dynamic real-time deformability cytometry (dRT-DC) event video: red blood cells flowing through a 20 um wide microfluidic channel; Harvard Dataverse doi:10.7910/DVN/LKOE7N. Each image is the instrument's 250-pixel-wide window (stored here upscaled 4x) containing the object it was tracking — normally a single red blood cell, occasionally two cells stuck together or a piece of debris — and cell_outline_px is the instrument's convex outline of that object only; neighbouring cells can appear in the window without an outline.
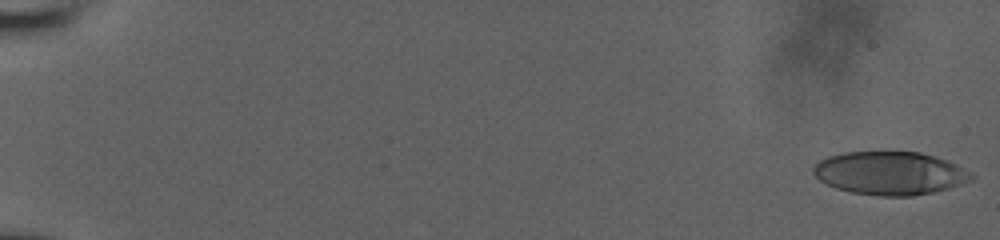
{"species": "human", "species_latin": "Homo sapiens", "temperature_condition": "room temperature", "stored_images_in_passage": 58, "camera_frame_rate_fps": 3000, "um_per_image_px": 0.085, "donor": {"sex": "male"}, "frame": {"image": 1, "passage_image": 1, "time_ms": 0.0, "image_size_px": [1000, 240], "cell_outline_px": [[976, 176], [972, 180], [948, 188], [932, 192], [912, 196], [880, 196], [852, 192], [836, 188], [820, 180], [812, 172], [812, 168], [820, 160], [828, 156], [844, 152], [920, 152], [936, 156], [948, 160], [972, 172]], "centroid_in_image_um": [75.67, 14.71], "position_along_channel_um": 9.3, "area_um2": 39.82}}
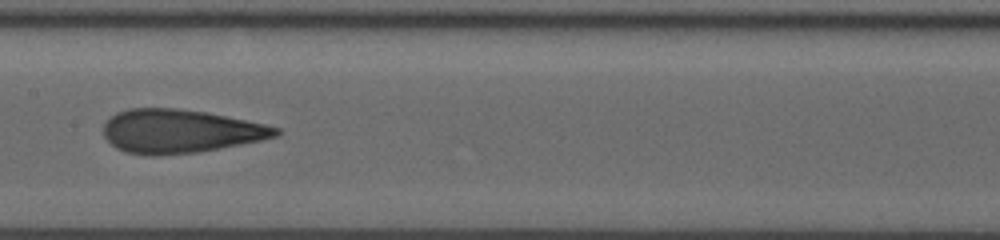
{"frame": {"image": 2, "passage_image": 32, "time_ms": 10.333, "image_size_px": [1000, 240], "cell_outline_px": [[280, 132], [276, 136], [260, 140], [200, 152], [160, 156], [144, 156], [124, 152], [116, 148], [104, 136], [104, 124], [116, 112], [128, 108], [176, 108], [204, 112], [264, 124], [280, 128]], "centroid_in_image_um": [15.25, 11.17], "position_along_channel_um": 192.1, "area_um2": 43.7}}
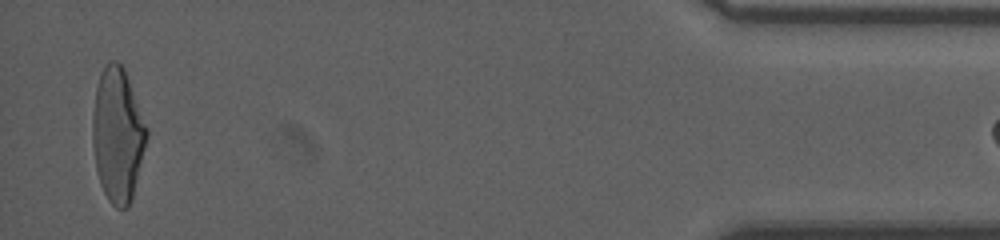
{"frame": {"image": 3, "passage_image": 56, "time_ms": 18.333, "image_size_px": [1000, 240], "cell_outline_px": [[148, 136], [132, 196], [128, 208], [116, 208], [108, 200], [100, 184], [96, 168], [92, 144], [92, 116], [96, 84], [100, 72], [104, 64], [108, 60], [116, 60], [124, 68], [148, 128]], "centroid_in_image_um": [9.98, 11.42], "position_along_channel_um": 425.2, "area_um2": 42.48}}